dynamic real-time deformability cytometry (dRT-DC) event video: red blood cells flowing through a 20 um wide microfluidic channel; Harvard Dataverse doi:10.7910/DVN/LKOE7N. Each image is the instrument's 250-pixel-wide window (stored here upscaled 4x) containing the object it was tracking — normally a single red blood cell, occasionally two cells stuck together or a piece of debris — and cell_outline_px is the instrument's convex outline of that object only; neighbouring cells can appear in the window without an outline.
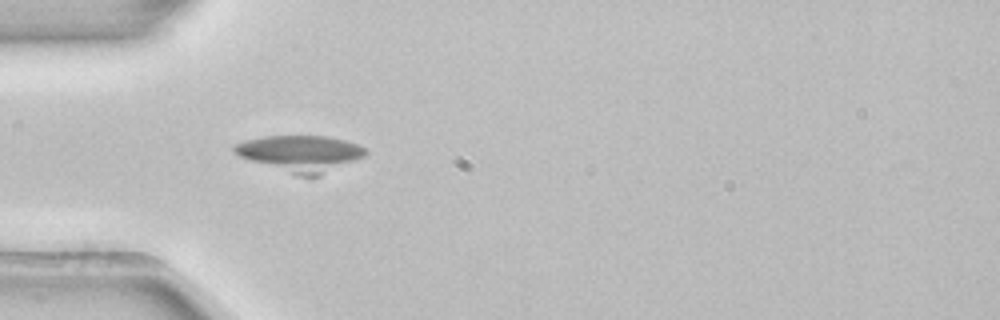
{"species": "common noctule bat (a hibernating species)", "species_latin": "Nyctalus noctula", "temperature_condition": "room temperature", "stored_images_in_passage": 5, "camera_frame_rate_fps": 3000, "um_per_image_px": 0.085, "animal": {"sex": "female", "body_mass_g": 22.7, "forearm_length_mm": 54.2}, "frame": {"image": 1, "passage_image": 5, "time_ms": 1.333, "image_size_px": [1000, 320], "cell_outline_px": [[368, 152], [364, 156], [320, 176], [300, 176], [240, 156], [232, 152], [232, 148], [236, 144], [248, 140], [264, 136], [328, 136], [344, 140], [356, 144], [364, 148]], "centroid_in_image_um": [25.56, 13.03], "position_along_channel_um": 59.4, "area_um2": 27.11}}